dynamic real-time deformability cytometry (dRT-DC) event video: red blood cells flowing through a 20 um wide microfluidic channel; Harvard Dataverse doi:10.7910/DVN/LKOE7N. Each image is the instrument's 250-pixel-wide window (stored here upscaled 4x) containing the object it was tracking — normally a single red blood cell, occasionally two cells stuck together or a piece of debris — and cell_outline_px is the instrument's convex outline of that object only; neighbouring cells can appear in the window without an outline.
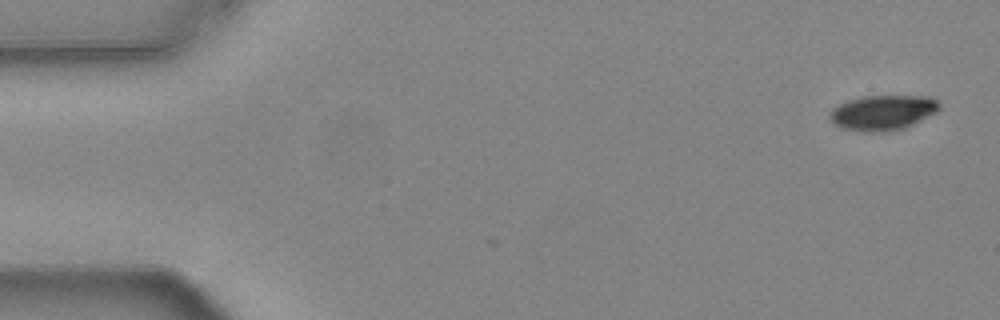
{"species": "common noctule bat (a hibernating species)", "species_latin": "Nyctalus noctula", "temperature_condition": "warm", "stored_images_in_passage": 54, "camera_frame_rate_fps": 3000, "um_per_image_px": 0.085, "animal": {"sex": "female", "body_mass_g": 24.6, "forearm_length_mm": 56.2}, "frame": {"image": 1, "passage_image": 1, "time_ms": 0.0, "image_size_px": [1000, 320], "cell_outline_px": [[940, 108], [936, 112], [904, 128], [888, 132], [860, 132], [840, 128], [832, 124], [828, 116], [828, 112], [832, 108], [848, 100], [860, 96], [928, 96], [936, 100], [940, 104]], "centroid_in_image_um": [74.96, 9.58], "position_along_channel_um": 10.0, "area_um2": 22.72}}
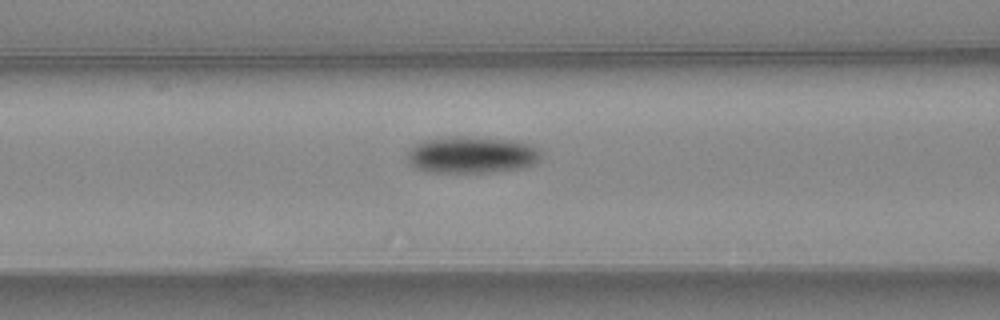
{"frame": {"image": 2, "passage_image": 21, "time_ms": 6.667, "image_size_px": [1000, 320], "cell_outline_px": [[540, 160], [524, 168], [488, 172], [428, 172], [416, 168], [408, 164], [408, 148], [420, 140], [452, 136], [460, 136], [508, 140], [528, 144], [536, 148], [540, 152]], "centroid_in_image_um": [40.02, 13.16], "position_along_channel_um": 126.6, "area_um2": 28.67}}
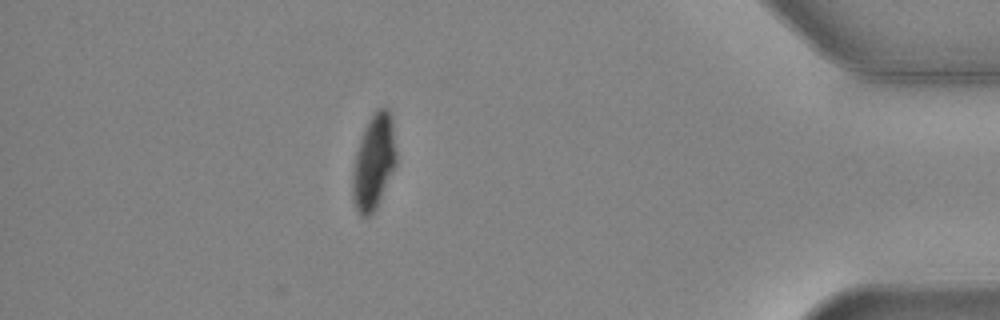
{"frame": {"image": 3, "passage_image": 47, "time_ms": 15.333, "image_size_px": [1000, 320], "cell_outline_px": [[396, 164], [376, 208], [368, 216], [360, 216], [356, 212], [352, 196], [352, 172], [356, 152], [360, 140], [368, 120], [376, 108], [388, 108], [392, 116], [396, 152]], "centroid_in_image_um": [31.76, 13.76], "position_along_channel_um": 403.4, "area_um2": 24.22}, "authors_computed_cell_mechanics": {"area_um2": 25.8366, "velocity_mm_per_s": 3.7498, "shape_relaxation_time_tau1_ms": 3.6861, "shape_relaxation_time_tau2_ms": 3.3922, "deformation_change_tau1": 0.1318, "deformation_change_tau2": 0.0558}}